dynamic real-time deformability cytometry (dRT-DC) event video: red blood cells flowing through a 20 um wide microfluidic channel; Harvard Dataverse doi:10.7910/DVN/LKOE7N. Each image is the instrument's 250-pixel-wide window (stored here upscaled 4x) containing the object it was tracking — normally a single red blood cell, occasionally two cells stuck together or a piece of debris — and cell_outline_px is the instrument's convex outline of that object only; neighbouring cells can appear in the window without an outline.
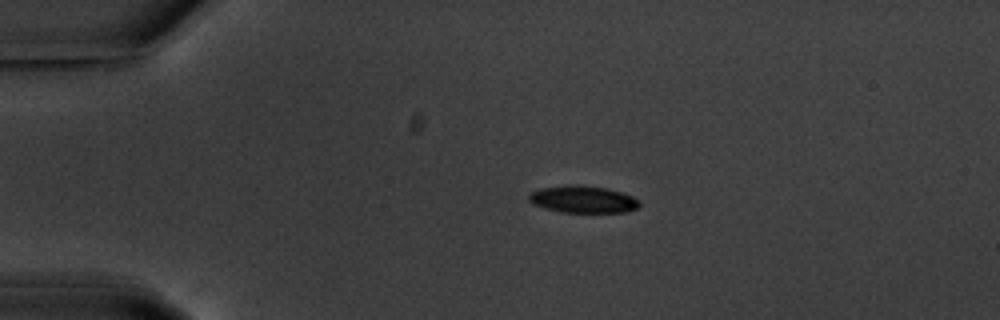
{"species": "common noctule bat (a hibernating species)", "species_latin": "Nyctalus noctula", "temperature_condition": "warm", "stored_images_in_passage": 45, "camera_frame_rate_fps": 3000, "um_per_image_px": 0.085, "animal": {"sex": "male", "body_mass_g": 20.1, "forearm_length_mm": 53.5}, "frame": {"image": 1, "passage_image": 1, "time_ms": 0.0, "image_size_px": [1000, 320], "cell_outline_px": [[640, 204], [636, 208], [628, 212], [560, 212], [544, 208], [532, 204], [528, 200], [528, 196], [532, 192], [540, 188], [572, 184], [580, 184], [604, 188], [620, 192], [632, 196]], "centroid_in_image_um": [49.5, 16.94], "position_along_channel_um": 35.5, "area_um2": 17.4}}
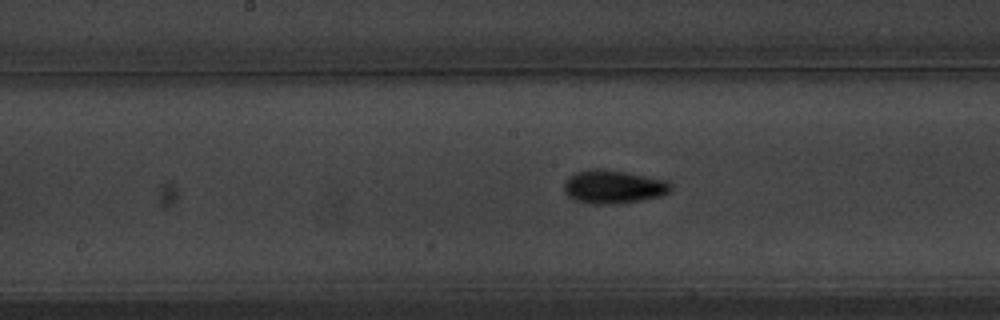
{"frame": {"image": 2, "passage_image": 18, "time_ms": 5.667, "image_size_px": [1000, 320], "cell_outline_px": [[672, 188], [668, 192], [660, 196], [640, 200], [616, 204], [584, 204], [572, 200], [564, 192], [564, 184], [568, 176], [576, 172], [592, 168], [596, 168], [624, 172], [668, 180], [672, 184]], "centroid_in_image_um": [52.09, 15.89], "position_along_channel_um": 196.1, "area_um2": 20.98}}
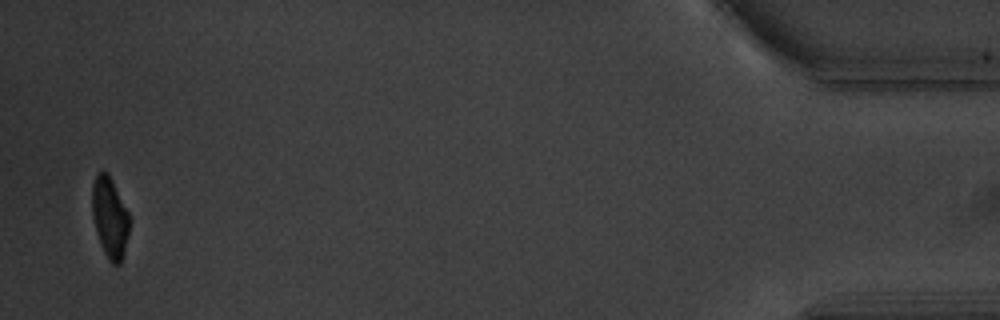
{"frame": {"image": 3, "passage_image": 44, "time_ms": 14.333, "image_size_px": [1000, 320], "cell_outline_px": [[128, 232], [124, 252], [120, 264], [112, 264], [108, 260], [100, 244], [92, 216], [92, 184], [96, 172], [108, 172], [128, 212]], "centroid_in_image_um": [9.31, 18.47], "position_along_channel_um": 425.9, "area_um2": 17.34}, "authors_computed_cell_mechanics": {"area_um2": 18.9006, "velocity_mm_per_s": 3.5991, "shape_relaxation_time_tau1_ms": 2.7424, "shape_relaxation_time_tau2_ms": 2.5028, "deformation_change_tau1": 0.1413, "deformation_change_tau2": 0.0771}}